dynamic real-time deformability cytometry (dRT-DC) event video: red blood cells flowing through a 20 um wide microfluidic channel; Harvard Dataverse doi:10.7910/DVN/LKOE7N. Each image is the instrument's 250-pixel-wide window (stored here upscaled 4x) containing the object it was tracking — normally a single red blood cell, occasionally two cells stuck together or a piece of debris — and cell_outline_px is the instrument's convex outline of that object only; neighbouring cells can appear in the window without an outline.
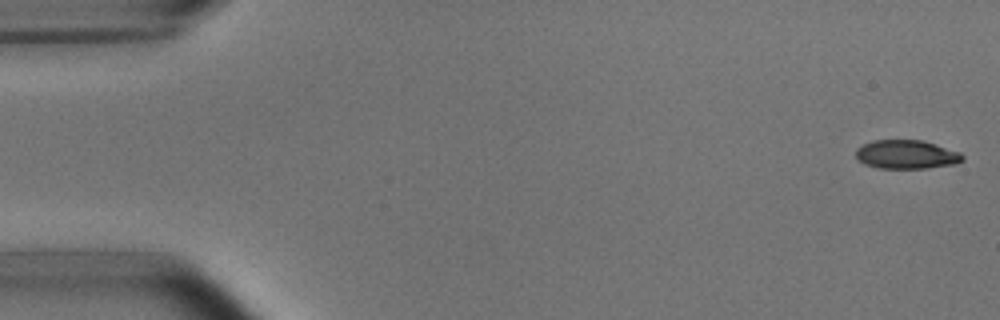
{"species": "common noctule bat (a hibernating species)", "species_latin": "Nyctalus noctula", "temperature_condition": "room temperature", "stored_images_in_passage": 5, "camera_frame_rate_fps": 3000, "um_per_image_px": 0.085, "animal": {"sex": "male", "body_mass_g": 15.6}, "frame": {"image": 1, "passage_image": 1, "time_ms": 0.0, "image_size_px": [1000, 320], "cell_outline_px": [[964, 160], [956, 164], [928, 168], [880, 168], [864, 164], [856, 156], [856, 148], [872, 140], [924, 140], [960, 152], [964, 156]], "centroid_in_image_um": [77.08, 13.12], "position_along_channel_um": 7.9, "area_um2": 17.98}}